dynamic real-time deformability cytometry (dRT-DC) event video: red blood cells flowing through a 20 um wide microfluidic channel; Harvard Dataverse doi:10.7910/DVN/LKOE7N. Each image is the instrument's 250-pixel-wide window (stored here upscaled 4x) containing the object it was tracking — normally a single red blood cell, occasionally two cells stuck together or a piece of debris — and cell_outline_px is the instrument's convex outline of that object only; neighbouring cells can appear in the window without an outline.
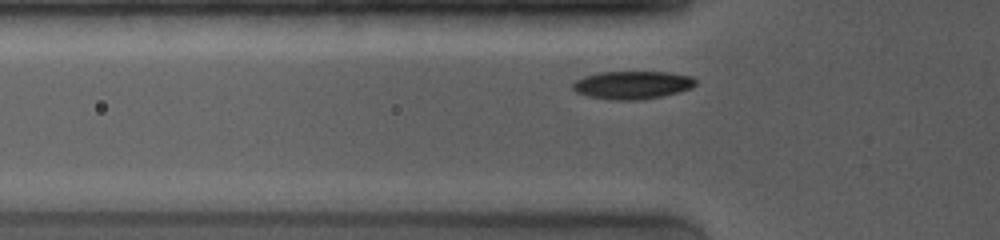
{"species": "common noctule bat (a hibernating species)", "species_latin": "Nyctalus noctula", "temperature_condition": "room temperature", "stored_images_in_passage": 53, "camera_frame_rate_fps": 4000, "um_per_image_px": 0.085, "animal": {"sex": "female", "body_mass_g": 19.0, "forearm_length_mm": 53.3}, "frame": {"image": 1, "passage_image": 7, "time_ms": 1.25, "image_size_px": [1000, 240], "cell_outline_px": [[696, 84], [692, 88], [680, 92], [664, 96], [640, 100], [608, 100], [588, 96], [576, 92], [572, 88], [572, 84], [576, 80], [584, 76], [600, 72], [668, 72], [692, 76], [696, 80]], "centroid_in_image_um": [53.77, 7.23], "position_along_channel_um": 72.0, "area_um2": 20.29}}
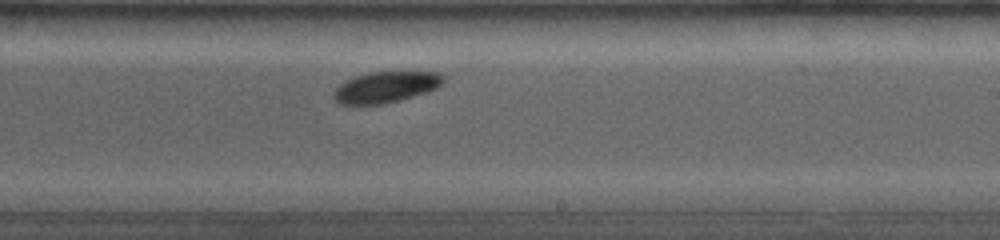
{"frame": {"image": 2, "passage_image": 30, "time_ms": 6.0, "image_size_px": [1000, 240], "cell_outline_px": [[444, 80], [436, 88], [412, 96], [384, 104], [336, 104], [332, 96], [336, 88], [340, 84], [356, 76], [368, 72], [444, 72]], "centroid_in_image_um": [32.77, 7.4], "position_along_channel_um": 256.2, "area_um2": 19.65}}
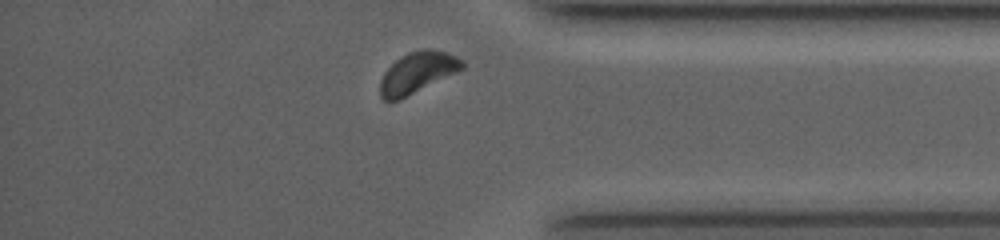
{"frame": {"image": 3, "passage_image": 49, "time_ms": 9.75, "image_size_px": [1000, 240], "cell_outline_px": [[464, 68], [400, 100], [384, 100], [380, 96], [380, 80], [384, 72], [400, 56], [408, 52], [424, 48], [432, 48], [456, 56], [464, 60]], "centroid_in_image_um": [35.47, 6.15], "position_along_channel_um": 399.7, "area_um2": 19.59}, "authors_computed_cell_mechanics": {"area_um2": 20.1144, "velocity_mm_per_s": 3.8929, "shape_relaxation_time_tau1_ms": 2.1071, "shape_relaxation_time_tau2_ms": null, "deformation_change_tau1": 0.113, "deformation_change_tau2": null}}